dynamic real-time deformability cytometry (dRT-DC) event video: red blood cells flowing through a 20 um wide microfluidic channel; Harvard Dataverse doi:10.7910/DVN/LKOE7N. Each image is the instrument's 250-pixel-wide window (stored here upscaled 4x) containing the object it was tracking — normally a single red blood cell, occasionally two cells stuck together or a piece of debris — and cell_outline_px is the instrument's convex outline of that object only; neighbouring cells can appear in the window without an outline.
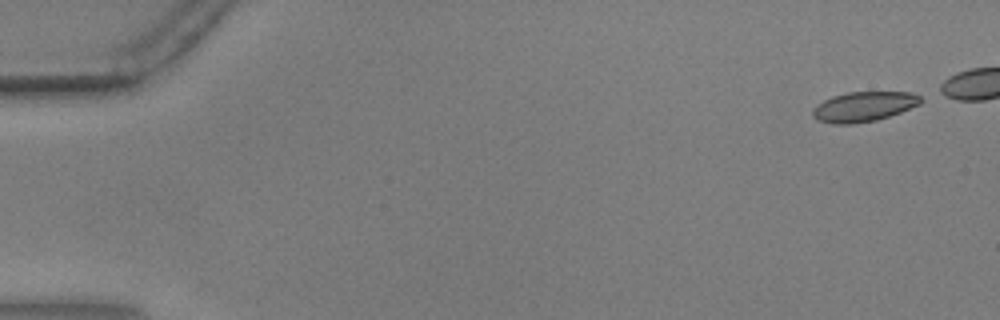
{"species": "common noctule bat (a hibernating species)", "species_latin": "Nyctalus noctula", "temperature_condition": "warm", "stored_images_in_passage": 49, "camera_frame_rate_fps": 3000, "um_per_image_px": 0.085, "animal": {"sex": "male", "body_mass_g": 17.9, "forearm_length_mm": 54.2}, "frame": {"image": 1, "passage_image": 2, "time_ms": 0.333, "image_size_px": [1000, 320], "cell_outline_px": [[920, 100], [916, 104], [900, 112], [888, 116], [872, 120], [844, 124], [840, 124], [820, 120], [812, 112], [824, 100], [836, 96], [852, 92], [908, 92], [920, 96]], "centroid_in_image_um": [73.44, 9.04], "position_along_channel_um": 11.6, "area_um2": 17.63}}
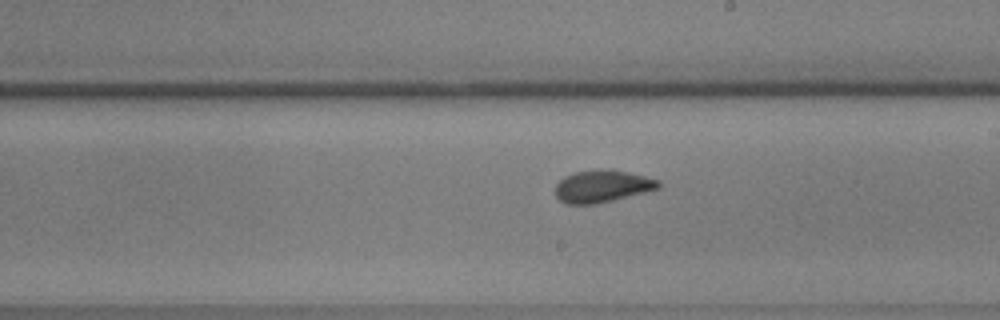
{"frame": {"image": 2, "passage_image": 32, "time_ms": 10.333, "image_size_px": [1000, 320], "cell_outline_px": [[660, 184], [656, 188], [592, 204], [568, 204], [560, 200], [556, 196], [556, 184], [560, 180], [576, 172], [624, 172], [656, 180]], "centroid_in_image_um": [51.07, 15.87], "position_along_channel_um": 237.9, "area_um2": 17.57}}
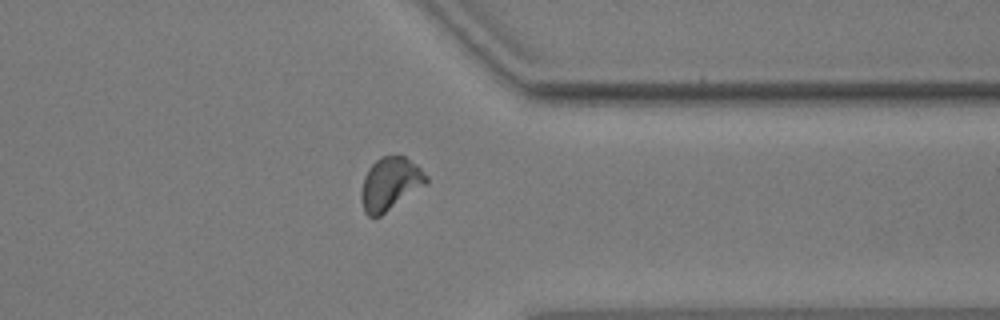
{"frame": {"image": 3, "passage_image": 44, "time_ms": 14.333, "image_size_px": [1000, 320], "cell_outline_px": [[428, 180], [424, 184], [380, 216], [368, 216], [364, 212], [364, 180], [372, 164], [376, 160], [384, 156], [404, 156], [420, 168], [428, 176]], "centroid_in_image_um": [33.2, 15.6], "position_along_channel_um": 378.2, "area_um2": 18.79}, "authors_computed_cell_mechanics": {"area_um2": 18.1492, "velocity_mm_per_s": 3.6202, "shape_relaxation_time_tau1_ms": 6.4202, "shape_relaxation_time_tau2_ms": 1.6065, "deformation_change_tau1": 0.1647, "deformation_change_tau2": 0.0675}}